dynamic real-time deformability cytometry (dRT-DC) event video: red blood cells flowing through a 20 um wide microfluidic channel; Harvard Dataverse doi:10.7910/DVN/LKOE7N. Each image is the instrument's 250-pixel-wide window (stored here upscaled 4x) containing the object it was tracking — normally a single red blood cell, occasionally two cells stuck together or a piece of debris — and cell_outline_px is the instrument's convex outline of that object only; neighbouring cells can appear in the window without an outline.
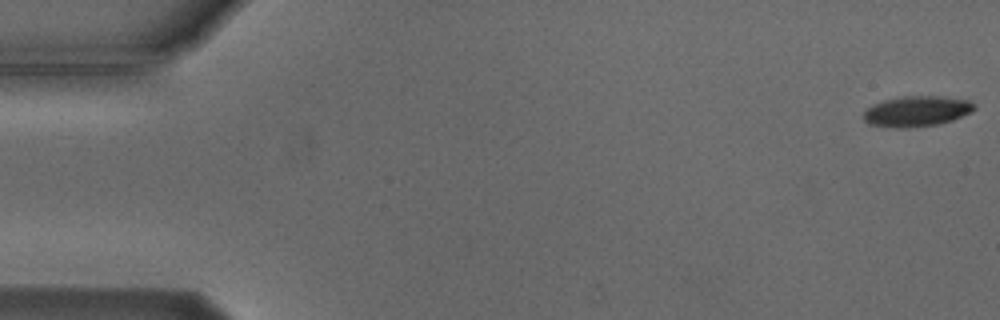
{"species": "Egyptian fruit bat (a non-hibernating species)", "species_latin": "Rousettus aegyptiacus", "temperature_condition": "cold", "stored_images_in_passage": 6, "camera_frame_rate_fps": 3000, "um_per_image_px": 0.085, "animal": {"sex": "male"}, "frame": {"image": 1, "passage_image": 1, "time_ms": 0.0, "image_size_px": [1000, 320], "cell_outline_px": [[976, 108], [972, 112], [952, 120], [936, 124], [908, 128], [896, 128], [868, 124], [864, 120], [864, 112], [872, 104], [884, 100], [904, 96], [940, 96], [968, 100]], "centroid_in_image_um": [77.9, 9.46], "position_along_channel_um": 7.1, "area_um2": 19.59}}
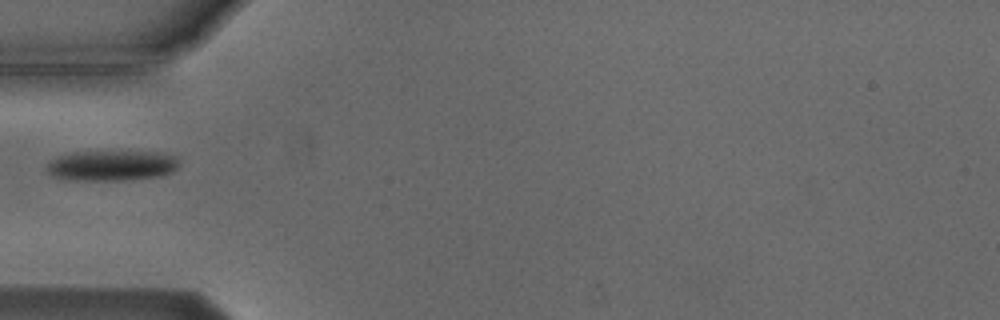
{"frame": {"image": 2, "passage_image": 5, "time_ms": 5.667, "image_size_px": [1000, 320], "cell_outline_px": [[180, 164], [172, 172], [160, 176], [120, 180], [68, 180], [56, 176], [48, 172], [44, 168], [56, 156], [64, 152], [160, 152], [180, 156]], "centroid_in_image_um": [9.52, 14.06], "position_along_channel_um": 75.5, "area_um2": 23.64}}
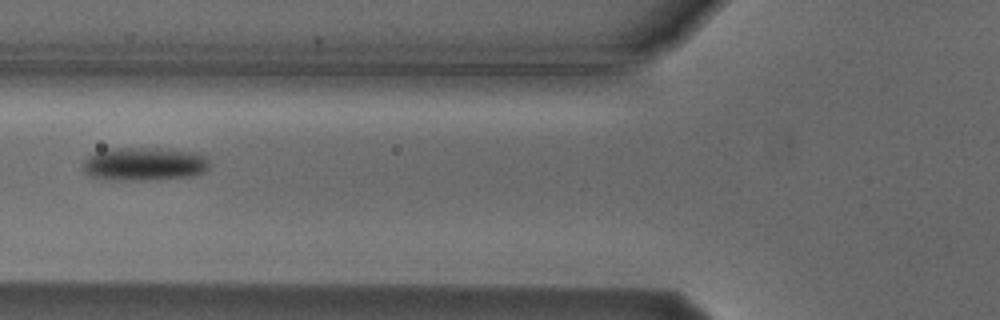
{"frame": {"image": 3, "passage_image": 6, "time_ms": 6.667, "image_size_px": [1000, 320], "cell_outline_px": [[212, 164], [204, 172], [192, 176], [140, 180], [108, 180], [88, 176], [84, 172], [84, 160], [88, 156], [96, 152], [108, 148], [168, 148], [196, 152], [208, 156]], "centroid_in_image_um": [12.3, 13.92], "position_along_channel_um": 113.5, "area_um2": 25.09}}